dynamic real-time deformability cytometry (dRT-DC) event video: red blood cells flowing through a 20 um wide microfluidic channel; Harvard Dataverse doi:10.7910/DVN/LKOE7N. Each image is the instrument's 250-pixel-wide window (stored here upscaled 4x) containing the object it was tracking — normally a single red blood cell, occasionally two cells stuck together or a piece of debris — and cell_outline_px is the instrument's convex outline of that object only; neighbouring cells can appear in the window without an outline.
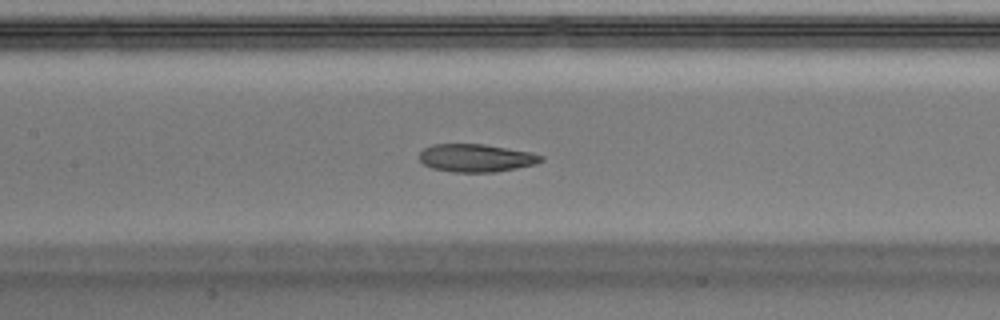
{"species": "Egyptian fruit bat (a non-hibernating species)", "species_latin": "Rousettus aegyptiacus", "temperature_condition": "warm", "stored_images_in_passage": 49, "camera_frame_rate_fps": 3000, "um_per_image_px": 0.085, "animal": {"sex": "male"}, "frame": {"image": 1, "passage_image": 22, "time_ms": 7.0, "image_size_px": [1000, 320], "cell_outline_px": [[544, 160], [536, 164], [496, 172], [452, 172], [432, 168], [424, 164], [420, 160], [420, 152], [424, 148], [432, 144], [484, 144], [532, 152], [544, 156]], "centroid_in_image_um": [40.49, 13.42], "position_along_channel_um": 166.9, "area_um2": 19.88}, "authors_computed_cell_mechanics": {"area_um2": 20.808, "velocity_mm_per_s": 4.0453, "shape_relaxation_time_tau1_ms": 10.3188, "shape_relaxation_time_tau2_ms": 2.1039, "deformation_change_tau1": 0.2237, "deformation_change_tau2": 0.0759}}